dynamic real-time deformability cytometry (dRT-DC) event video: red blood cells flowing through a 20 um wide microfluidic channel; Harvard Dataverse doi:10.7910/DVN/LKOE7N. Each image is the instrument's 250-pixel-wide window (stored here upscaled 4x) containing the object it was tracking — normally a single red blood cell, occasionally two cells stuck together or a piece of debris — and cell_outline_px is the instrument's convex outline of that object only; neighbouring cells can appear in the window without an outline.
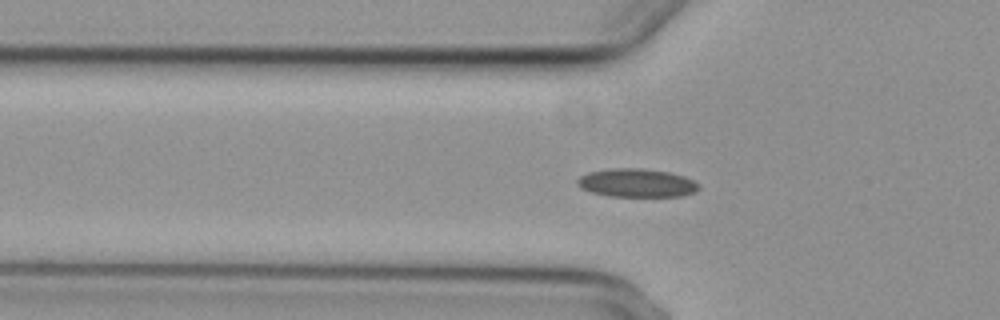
{"species": "common noctule bat (a hibernating species)", "species_latin": "Nyctalus noctula", "temperature_condition": "cold", "stored_images_in_passage": 40, "segment_of_instrument_passage": [1, 2], "camera_frame_rate_fps": 3000, "um_per_image_px": 0.085, "animal": {"sex": "female", "body_mass_g": 29.2, "forearm_length_mm": 56.3}, "frame": {"image": 1, "passage_image": 2, "time_ms": 0.333, "image_size_px": [1000, 320], "cell_outline_px": [[700, 188], [696, 192], [684, 196], [608, 196], [592, 192], [580, 188], [576, 184], [576, 180], [580, 176], [588, 172], [612, 168], [644, 168], [668, 172], [684, 176], [700, 184]], "centroid_in_image_um": [54.12, 15.55], "position_along_channel_um": 71.7, "area_um2": 20.29}}
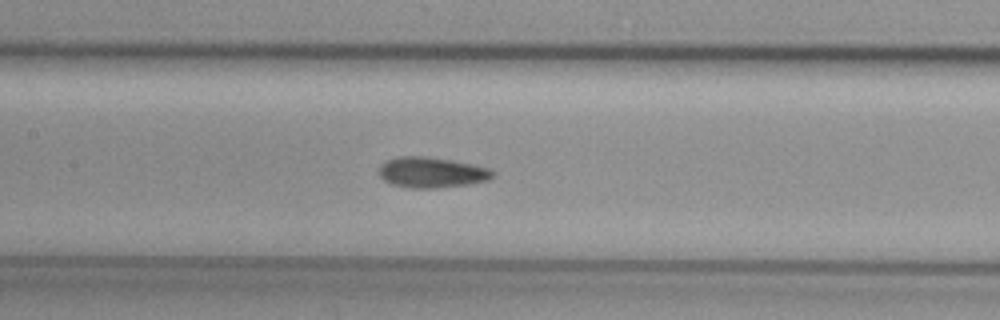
{"frame": {"image": 2, "passage_image": 10, "time_ms": 3.0, "image_size_px": [1000, 320], "cell_outline_px": [[496, 176], [488, 180], [468, 184], [436, 188], [412, 188], [392, 184], [384, 180], [380, 176], [380, 164], [396, 156], [424, 156], [452, 160], [472, 164], [488, 168], [496, 172]], "centroid_in_image_um": [36.71, 14.65], "position_along_channel_um": 170.7, "area_um2": 20.29}}
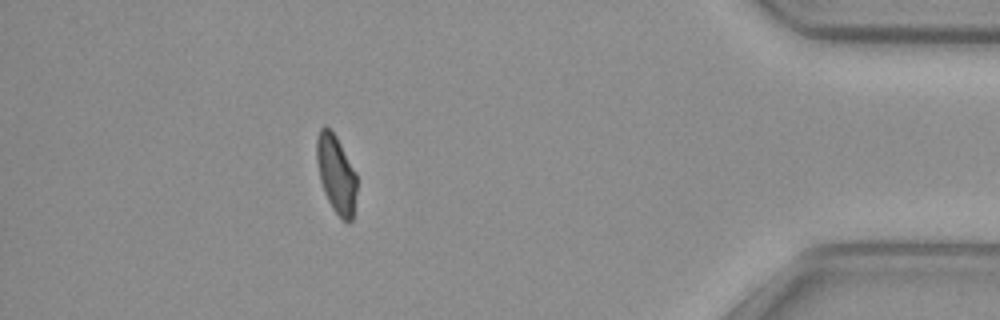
{"frame": {"image": 3, "passage_image": 33, "time_ms": 10.667, "image_size_px": [1000, 320], "cell_outline_px": [[356, 192], [352, 220], [348, 224], [332, 208], [324, 192], [320, 180], [316, 160], [316, 140], [320, 128], [328, 128], [336, 136], [356, 172]], "centroid_in_image_um": [28.57, 14.8], "position_along_channel_um": 406.6, "area_um2": 18.03}}